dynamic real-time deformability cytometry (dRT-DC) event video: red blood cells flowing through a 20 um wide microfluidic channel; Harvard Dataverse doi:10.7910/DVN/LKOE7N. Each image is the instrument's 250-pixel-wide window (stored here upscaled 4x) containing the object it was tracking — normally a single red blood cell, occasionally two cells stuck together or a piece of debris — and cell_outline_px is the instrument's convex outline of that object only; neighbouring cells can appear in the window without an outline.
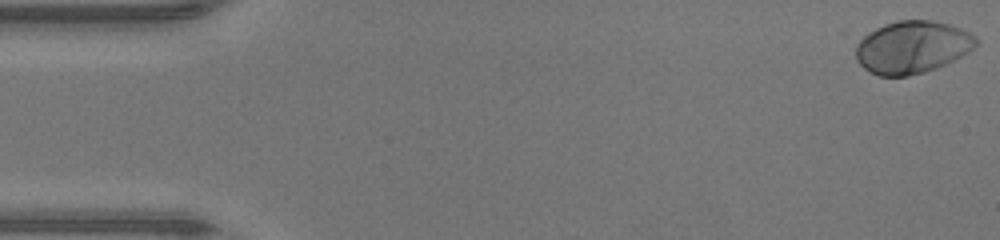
{"species": "human", "species_latin": "Homo sapiens", "temperature_condition": "warm", "stored_images_in_passage": 48, "camera_frame_rate_fps": 3000, "um_per_image_px": 0.085, "donor": {"sex": "male"}, "frame": {"image": 1, "passage_image": 1, "time_ms": 0.0, "image_size_px": [1000, 240], "cell_outline_px": [[980, 40], [968, 52], [936, 68], [924, 72], [908, 76], [880, 76], [864, 68], [856, 60], [840, 32], [900, 20], [932, 20], [948, 24], [960, 28], [976, 36]], "centroid_in_image_um": [77.16, 3.93], "position_along_channel_um": 7.8, "area_um2": 39.71}}
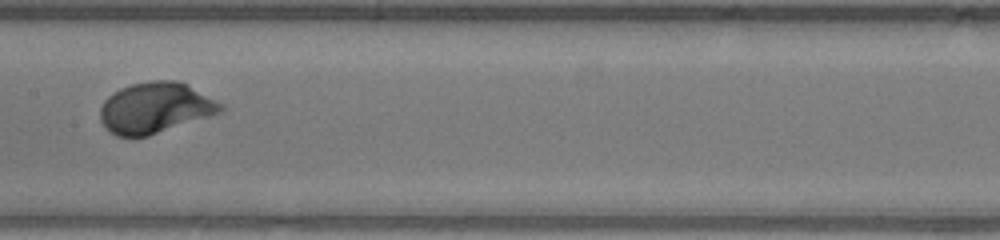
{"frame": {"image": 2, "passage_image": 24, "time_ms": 7.667, "image_size_px": [1000, 240], "cell_outline_px": [[224, 108], [220, 112], [148, 136], [116, 136], [100, 120], [100, 108], [104, 100], [112, 92], [120, 88], [132, 84], [152, 80], [176, 80], [188, 84], [224, 104]], "centroid_in_image_um": [13.19, 9.14], "position_along_channel_um": 194.2, "area_um2": 35.43}}
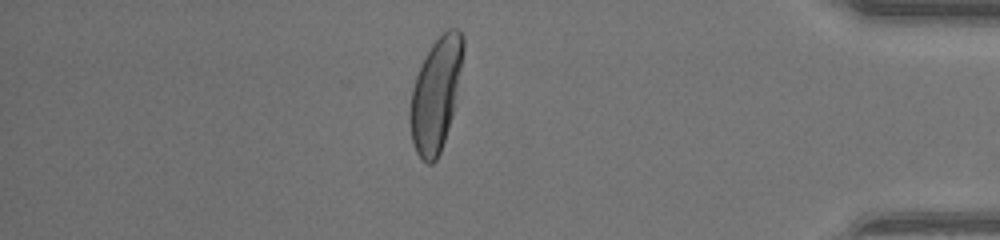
{"frame": {"image": 3, "passage_image": 41, "time_ms": 13.333, "image_size_px": [1000, 240], "cell_outline_px": [[464, 48], [452, 116], [440, 152], [436, 160], [432, 164], [428, 164], [416, 152], [412, 140], [408, 116], [412, 88], [420, 64], [432, 44], [448, 28], [456, 28], [460, 32], [464, 40]], "centroid_in_image_um": [37.02, 8.02], "position_along_channel_um": 398.2, "area_um2": 34.56}, "authors_computed_cell_mechanics": {"area_um2": 35.2869, "velocity_mm_per_s": 4.3205, "shape_relaxation_time_tau1_ms": 2.0669, "shape_relaxation_time_tau2_ms": null, "deformation_change_tau1": 0.1822, "deformation_change_tau2": null}}